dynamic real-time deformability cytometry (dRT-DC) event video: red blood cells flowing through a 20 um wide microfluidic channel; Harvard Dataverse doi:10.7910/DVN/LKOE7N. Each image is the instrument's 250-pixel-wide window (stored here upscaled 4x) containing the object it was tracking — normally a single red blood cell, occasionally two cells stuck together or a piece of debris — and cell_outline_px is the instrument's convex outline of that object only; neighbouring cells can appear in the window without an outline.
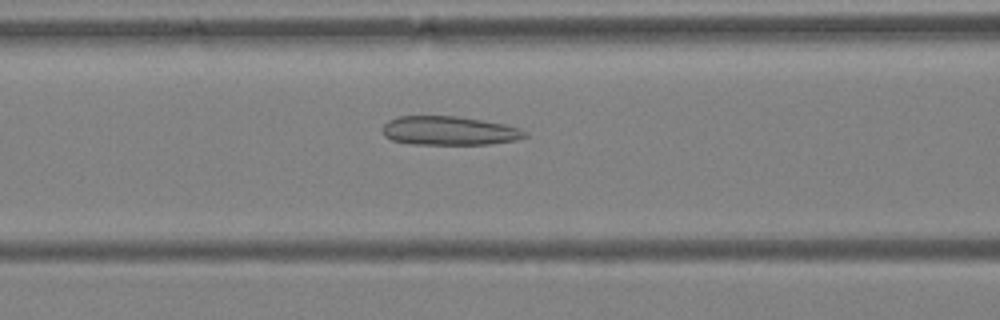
{"species": "Egyptian fruit bat (a non-hibernating species)", "species_latin": "Rousettus aegyptiacus", "temperature_condition": "warm", "stored_images_in_passage": 37, "camera_frame_rate_fps": 3000, "um_per_image_px": 0.085, "animal": {"sex": "female"}, "frame": {"image": 1, "passage_image": 9, "time_ms": 2.667, "image_size_px": [1000, 320], "cell_outline_px": [[528, 136], [516, 140], [488, 144], [408, 144], [392, 140], [384, 136], [384, 124], [388, 120], [400, 116], [456, 116], [504, 124], [528, 132]], "centroid_in_image_um": [38.17, 11.12], "position_along_channel_um": 128.4, "area_um2": 23.81}}
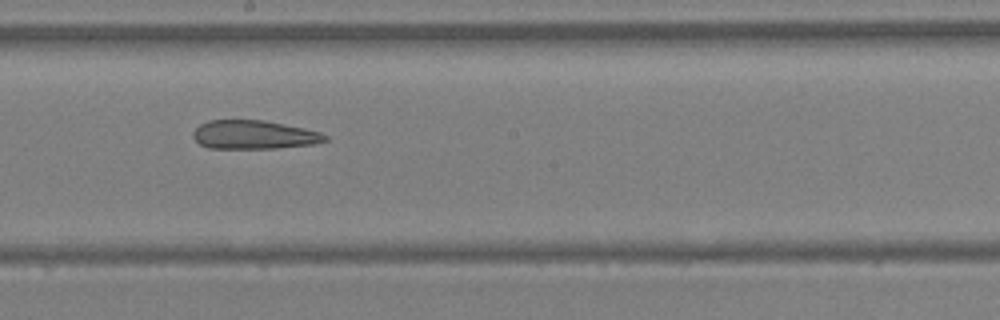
{"frame": {"image": 2, "passage_image": 16, "time_ms": 5.0, "image_size_px": [1000, 320], "cell_outline_px": [[328, 140], [316, 144], [276, 148], [208, 148], [200, 144], [192, 136], [192, 132], [200, 124], [208, 120], [264, 120], [304, 128], [320, 132], [328, 136]], "centroid_in_image_um": [21.59, 11.45], "position_along_channel_um": 226.6, "area_um2": 22.14}}
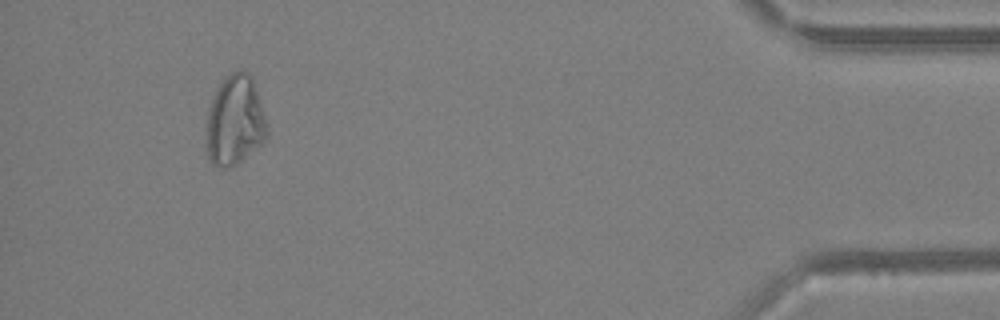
{"frame": {"image": 3, "passage_image": 34, "time_ms": 11.0, "image_size_px": [1000, 320], "cell_outline_px": [[268, 132], [264, 140], [260, 144], [236, 164], [216, 168], [208, 160], [204, 148], [204, 144], [208, 108], [216, 88], [224, 76], [236, 68], [244, 68], [252, 76], [268, 124]], "centroid_in_image_um": [19.92, 10.2], "position_along_channel_um": 415.3, "area_um2": 32.71}, "authors_computed_cell_mechanics": {"area_um2": 23.987, "velocity_mm_per_s": 4.2197, "shape_relaxation_time_tau1_ms": null, "shape_relaxation_time_tau2_ms": 2.5069, "deformation_change_tau1": null, "deformation_change_tau2": 0.1113}}